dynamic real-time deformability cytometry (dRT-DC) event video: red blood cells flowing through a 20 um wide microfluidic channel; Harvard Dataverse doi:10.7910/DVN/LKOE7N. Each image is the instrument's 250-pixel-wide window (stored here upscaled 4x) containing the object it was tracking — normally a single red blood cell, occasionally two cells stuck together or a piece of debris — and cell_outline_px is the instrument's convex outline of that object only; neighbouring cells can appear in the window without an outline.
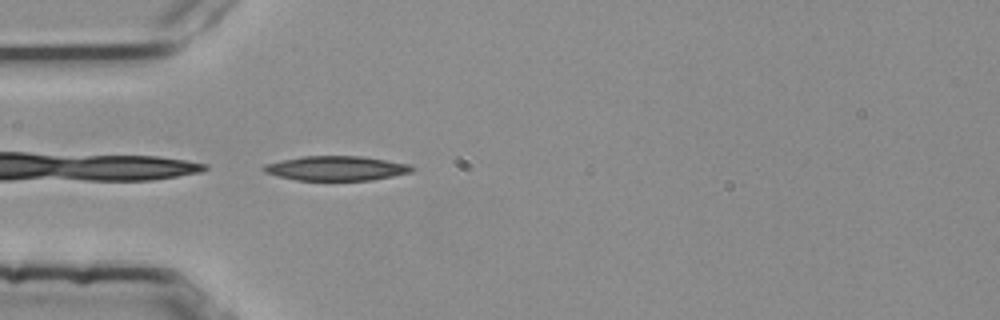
{"species": "common noctule bat (a hibernating species)", "species_latin": "Nyctalus noctula", "temperature_condition": "room temperature", "stored_images_in_passage": 37, "camera_frame_rate_fps": 3000, "um_per_image_px": 0.085, "animal": {"sex": "female", "body_mass_g": 25.1}, "frame": {"image": 1, "passage_image": 1, "time_ms": 0.0, "image_size_px": [1000, 320], "cell_outline_px": [[416, 168], [412, 172], [372, 180], [296, 180], [264, 172], [260, 168], [264, 164], [280, 160], [304, 156], [364, 156], [408, 164]], "centroid_in_image_um": [28.57, 14.3], "position_along_channel_um": 56.4, "area_um2": 21.21}}
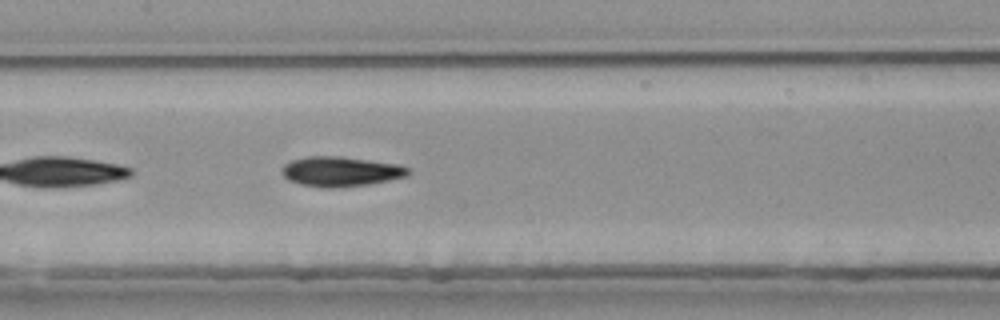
{"frame": {"image": 2, "passage_image": 11, "time_ms": 3.333, "image_size_px": [1000, 320], "cell_outline_px": [[412, 172], [408, 176], [368, 184], [332, 188], [320, 188], [300, 184], [288, 180], [284, 176], [280, 168], [284, 164], [292, 160], [308, 156], [336, 156], [400, 164], [408, 168]], "centroid_in_image_um": [28.95, 14.58], "position_along_channel_um": 178.5, "area_um2": 22.02}}
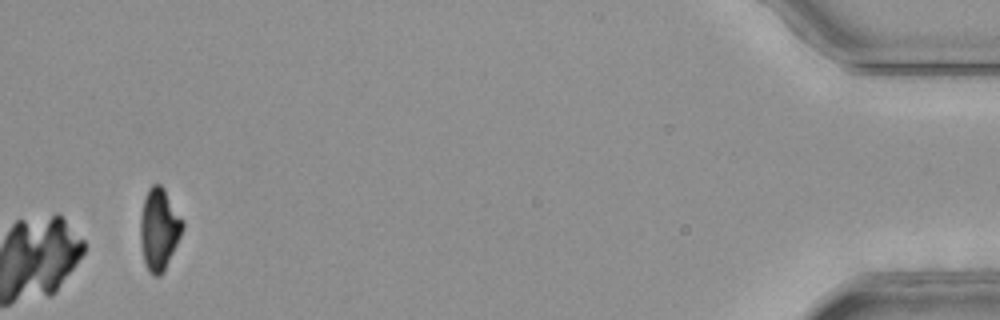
{"frame": {"image": 3, "passage_image": 37, "time_ms": 12.0, "image_size_px": [1000, 320], "cell_outline_px": [[184, 228], [164, 272], [160, 276], [156, 276], [148, 272], [144, 264], [140, 240], [140, 216], [144, 200], [148, 188], [152, 184], [160, 184], [164, 188], [184, 220]], "centroid_in_image_um": [13.52, 19.49], "position_along_channel_um": 421.7, "area_um2": 20.4}, "authors_computed_cell_mechanics": {"area_um2": 21.5016, "velocity_mm_per_s": 3.8018, "shape_relaxation_time_tau1_ms": 4.3181, "shape_relaxation_time_tau2_ms": 2.267, "deformation_change_tau1": 0.1728, "deformation_change_tau2": 0.089}}